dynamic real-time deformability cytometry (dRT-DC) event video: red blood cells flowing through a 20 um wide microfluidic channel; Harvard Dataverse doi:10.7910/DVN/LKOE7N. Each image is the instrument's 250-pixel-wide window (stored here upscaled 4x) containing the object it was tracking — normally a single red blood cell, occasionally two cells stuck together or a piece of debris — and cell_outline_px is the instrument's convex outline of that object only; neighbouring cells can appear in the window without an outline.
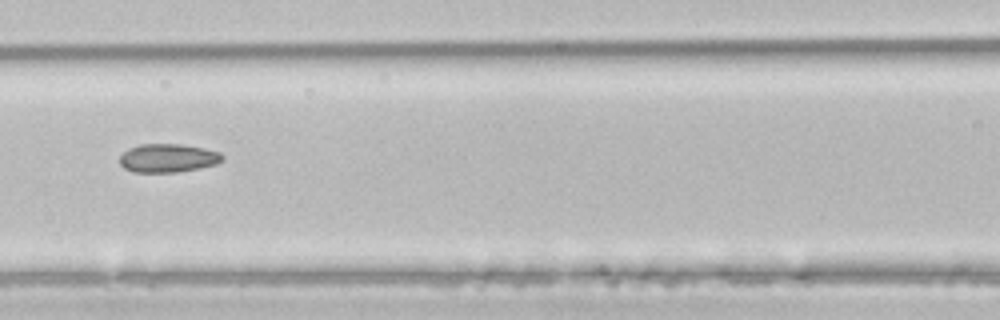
{"species": "common noctule bat (a hibernating species)", "species_latin": "Nyctalus noctula", "temperature_condition": "room temperature", "stored_images_in_passage": 5, "camera_frame_rate_fps": 3000, "um_per_image_px": 0.085, "animal": {"sex": "male", "body_mass_g": 21.5, "forearm_length_mm": 52.0}, "frame": {"image": 1, "passage_image": 5, "time_ms": 1.333, "image_size_px": [1000, 320], "cell_outline_px": [[224, 160], [216, 164], [200, 168], [176, 172], [132, 172], [124, 168], [120, 164], [120, 156], [128, 148], [140, 144], [180, 144], [204, 148], [220, 152], [224, 156]], "centroid_in_image_um": [14.28, 13.43], "position_along_channel_um": 152.3, "area_um2": 17.17}}